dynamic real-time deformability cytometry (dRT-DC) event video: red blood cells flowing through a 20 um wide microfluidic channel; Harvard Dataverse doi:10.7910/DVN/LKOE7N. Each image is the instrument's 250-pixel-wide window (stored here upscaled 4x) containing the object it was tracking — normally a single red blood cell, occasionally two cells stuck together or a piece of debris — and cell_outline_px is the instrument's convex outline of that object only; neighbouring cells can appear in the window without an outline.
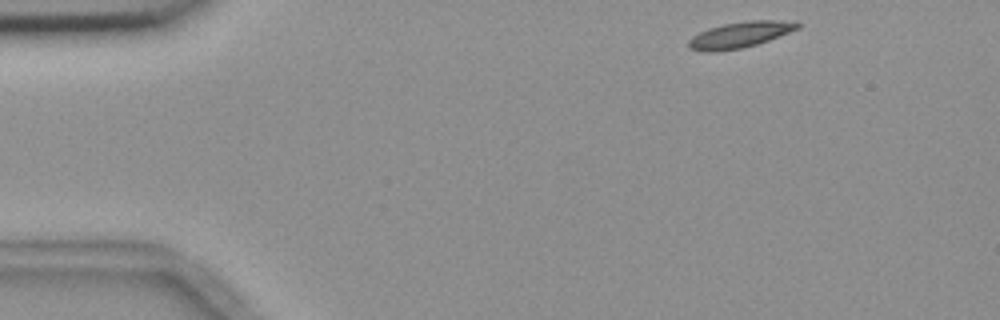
{"species": "common noctule bat (a hibernating species)", "species_latin": "Nyctalus noctula", "temperature_condition": "room temperature", "stored_images_in_passage": 49, "camera_frame_rate_fps": 3000, "um_per_image_px": 0.085, "animal": {"sex": "female", "body_mass_g": 18.4}, "frame": {"image": 1, "passage_image": 1, "time_ms": 0.0, "image_size_px": [1000, 320], "cell_outline_px": [[804, 24], [800, 28], [768, 40], [756, 44], [740, 48], [716, 52], [704, 52], [688, 48], [688, 40], [692, 36], [708, 28], [724, 24], [748, 20], [796, 20]], "centroid_in_image_um": [62.94, 2.94], "position_along_channel_um": 22.1, "area_um2": 16.7}}
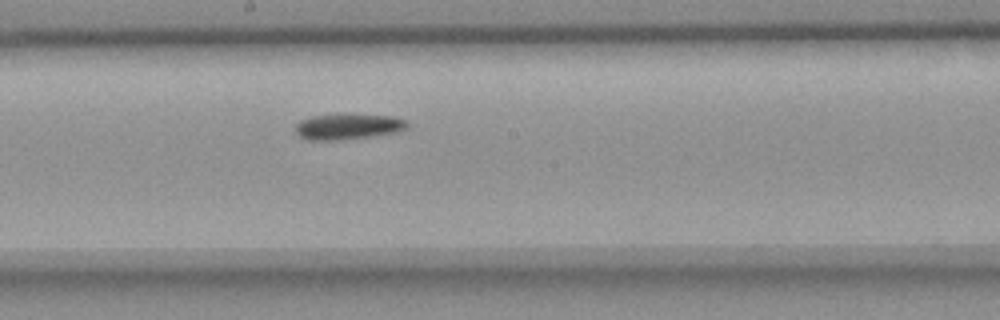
{"frame": {"image": 2, "passage_image": 24, "time_ms": 7.667, "image_size_px": [1000, 320], "cell_outline_px": [[408, 128], [396, 132], [372, 136], [332, 140], [308, 140], [300, 136], [296, 132], [296, 124], [300, 120], [312, 116], [392, 116], [404, 120], [408, 124]], "centroid_in_image_um": [29.56, 10.79], "position_along_channel_um": 218.6, "area_um2": 15.95}}
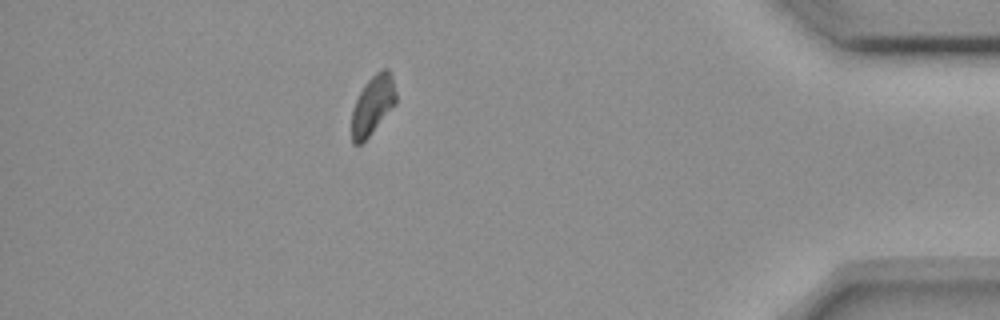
{"frame": {"image": 3, "passage_image": 43, "time_ms": 14.0, "image_size_px": [1000, 320], "cell_outline_px": [[396, 104], [368, 136], [360, 144], [352, 144], [352, 108], [364, 84], [376, 72], [384, 68], [388, 68], [392, 76], [396, 92]], "centroid_in_image_um": [31.69, 8.9], "position_along_channel_um": 403.5, "area_um2": 15.09}, "authors_computed_cell_mechanics": {"area_um2": 16.3574, "velocity_mm_per_s": 3.6175, "shape_relaxation_time_tau1_ms": 9.3002, "shape_relaxation_time_tau2_ms": null, "deformation_change_tau1": 0.1747, "deformation_change_tau2": null}}